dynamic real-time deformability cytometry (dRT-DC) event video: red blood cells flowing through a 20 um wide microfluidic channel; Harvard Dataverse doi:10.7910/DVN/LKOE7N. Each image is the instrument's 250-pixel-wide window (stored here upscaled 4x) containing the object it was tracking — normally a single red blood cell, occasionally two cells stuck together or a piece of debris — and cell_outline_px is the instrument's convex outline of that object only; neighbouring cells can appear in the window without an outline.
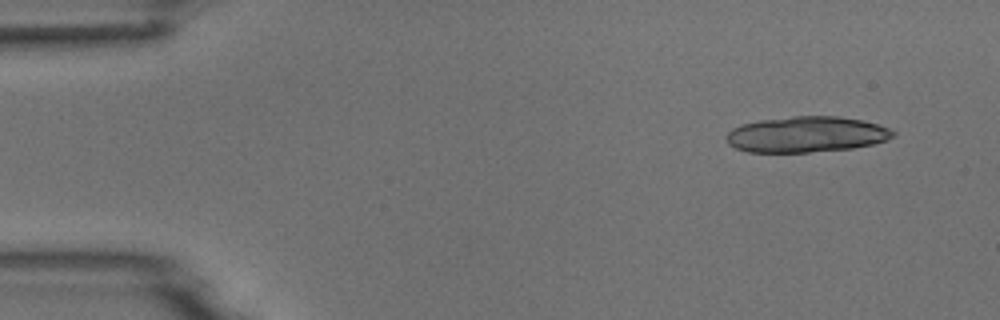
{"species": "common noctule bat (a hibernating species)", "species_latin": "Nyctalus noctula", "temperature_condition": "room temperature", "stored_images_in_passage": 4, "camera_frame_rate_fps": 3000, "um_per_image_px": 0.085, "animal": {"sex": "male", "body_mass_g": 18.8}, "frame": {"image": 1, "passage_image": 1, "time_ms": 0.0, "image_size_px": [1000, 320], "cell_outline_px": [[896, 132], [892, 136], [884, 140], [872, 144], [852, 148], [808, 152], [748, 152], [736, 148], [728, 144], [724, 136], [732, 128], [740, 124], [760, 120], [792, 116], [840, 116], [860, 120], [876, 124], [888, 128]], "centroid_in_image_um": [68.47, 11.42], "position_along_channel_um": 16.5, "area_um2": 34.68}}